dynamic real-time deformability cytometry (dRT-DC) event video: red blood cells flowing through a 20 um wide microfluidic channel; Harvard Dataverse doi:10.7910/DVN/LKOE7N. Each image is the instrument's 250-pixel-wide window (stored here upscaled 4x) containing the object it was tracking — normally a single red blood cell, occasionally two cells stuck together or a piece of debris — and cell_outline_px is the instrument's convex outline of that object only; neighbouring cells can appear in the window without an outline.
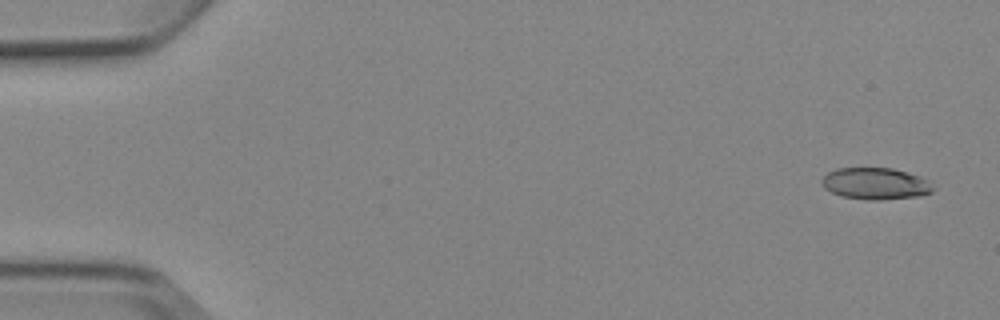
{"species": "Egyptian fruit bat (a non-hibernating species)", "species_latin": "Rousettus aegyptiacus", "temperature_condition": "cold", "stored_images_in_passage": 5, "camera_frame_rate_fps": 3000, "um_per_image_px": 0.085, "animal": {"sex": "female"}, "frame": {"image": 1, "passage_image": 1, "time_ms": 0.0, "image_size_px": [1000, 320], "cell_outline_px": [[936, 188], [932, 192], [920, 196], [880, 200], [868, 200], [840, 196], [824, 188], [820, 184], [820, 180], [828, 172], [836, 168], [892, 168], [908, 172], [920, 176], [928, 180]], "centroid_in_image_um": [74.42, 15.61], "position_along_channel_um": 10.6, "area_um2": 20.87}}
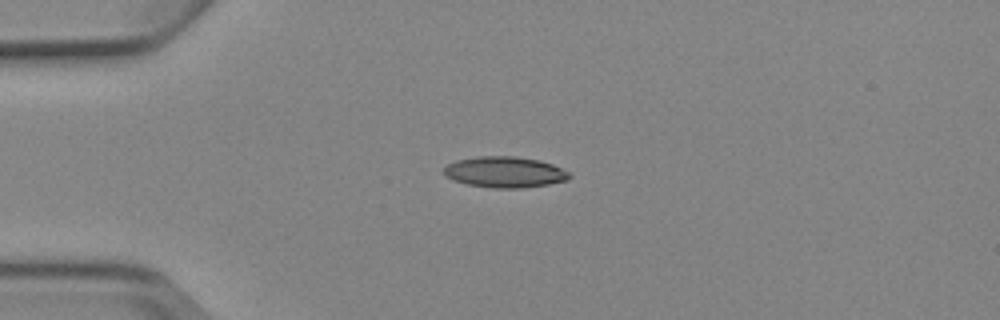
{"frame": {"image": 2, "passage_image": 4, "time_ms": 3.667, "image_size_px": [1000, 320], "cell_outline_px": [[572, 176], [568, 180], [548, 184], [520, 188], [492, 188], [468, 184], [452, 180], [444, 176], [444, 168], [448, 164], [456, 160], [476, 156], [516, 156], [540, 160], [552, 164], [568, 172]], "centroid_in_image_um": [42.89, 14.62], "position_along_channel_um": 42.1, "area_um2": 22.72}}